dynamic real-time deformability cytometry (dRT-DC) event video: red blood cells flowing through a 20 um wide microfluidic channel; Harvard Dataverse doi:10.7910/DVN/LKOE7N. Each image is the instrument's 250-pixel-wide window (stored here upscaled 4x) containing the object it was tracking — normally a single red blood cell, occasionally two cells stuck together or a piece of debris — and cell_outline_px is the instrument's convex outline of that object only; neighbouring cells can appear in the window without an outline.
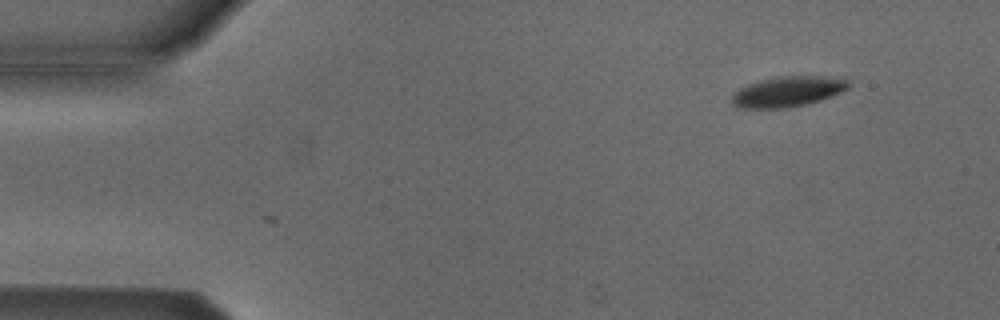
{"species": "Egyptian fruit bat (a non-hibernating species)", "species_latin": "Rousettus aegyptiacus", "temperature_condition": "cold", "stored_images_in_passage": 3, "camera_frame_rate_fps": 3000, "um_per_image_px": 0.085, "animal": {"sex": "male"}, "frame": {"image": 1, "passage_image": 3, "time_ms": 0.667, "image_size_px": [1000, 320], "cell_outline_px": [[848, 88], [832, 96], [820, 100], [788, 108], [736, 108], [732, 104], [732, 96], [740, 88], [748, 84], [760, 80], [780, 76], [840, 76], [848, 80]], "centroid_in_image_um": [66.97, 7.78], "position_along_channel_um": 18.0, "area_um2": 20.69}}